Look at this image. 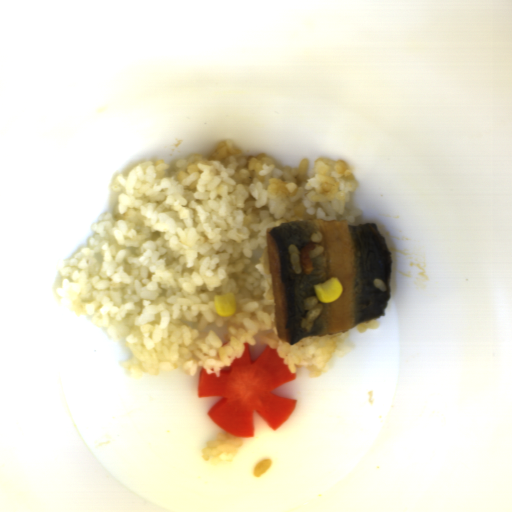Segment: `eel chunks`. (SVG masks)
<instances>
[{"instance_id":"1","label":"eel chunks","mask_w":512,"mask_h":512,"mask_svg":"<svg viewBox=\"0 0 512 512\" xmlns=\"http://www.w3.org/2000/svg\"><path fill=\"white\" fill-rule=\"evenodd\" d=\"M324 235L325 251L309 259L311 234ZM298 247L301 274L294 273L288 247ZM266 247L272 278L277 333L280 342L294 346L305 337L334 335L384 317L391 302L392 258L385 237L375 222L350 224L347 220L312 218L283 222L266 228ZM337 278L342 295L323 303L324 310L312 331L300 326L306 316L303 300L315 296V284ZM385 283L384 293L372 284Z\"/></svg>"}]
</instances>
